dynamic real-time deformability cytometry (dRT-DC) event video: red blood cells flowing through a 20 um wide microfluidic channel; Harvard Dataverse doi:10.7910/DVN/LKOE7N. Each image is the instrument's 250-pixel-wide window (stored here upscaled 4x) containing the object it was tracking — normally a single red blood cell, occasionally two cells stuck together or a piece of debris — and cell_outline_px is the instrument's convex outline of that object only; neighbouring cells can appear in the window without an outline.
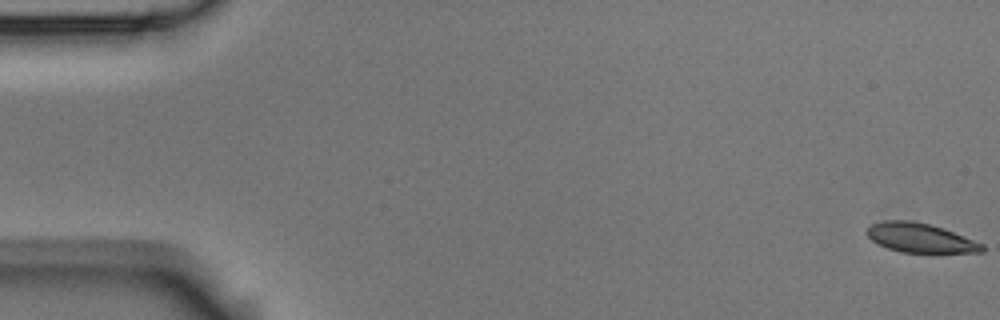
{"species": "Egyptian fruit bat (a non-hibernating species)", "species_latin": "Rousettus aegyptiacus", "temperature_condition": "room temperature", "stored_images_in_passage": 15, "camera_frame_rate_fps": 3000, "um_per_image_px": 0.085, "animal": {"sex": "male"}, "frame": {"image": 1, "passage_image": 1, "time_ms": 0.0, "image_size_px": [1000, 320], "cell_outline_px": [[984, 252], [900, 252], [888, 248], [872, 240], [864, 232], [872, 224], [884, 220], [908, 220], [928, 224], [944, 228], [984, 244]], "centroid_in_image_um": [78.22, 20.21], "position_along_channel_um": 6.8, "area_um2": 19.48}}
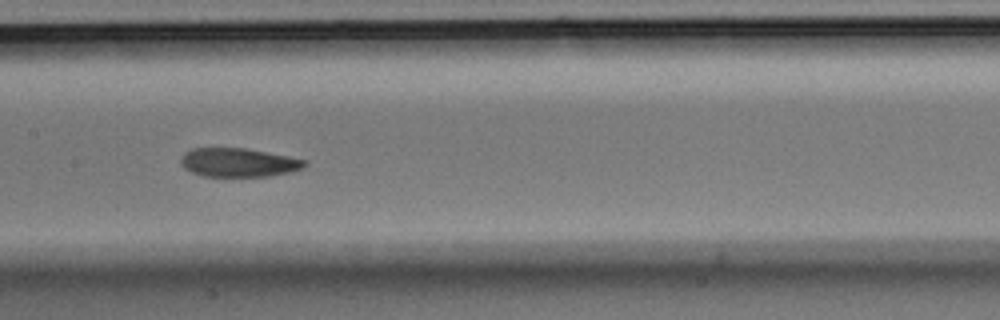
{"frame": {"image": 2, "passage_image": 8, "time_ms": 2.333, "image_size_px": [1000, 320], "cell_outline_px": [[308, 164], [304, 168], [292, 172], [268, 176], [204, 176], [192, 172], [184, 168], [180, 164], [180, 160], [184, 152], [192, 148], [244, 148], [288, 156], [308, 160]], "centroid_in_image_um": [20.29, 13.81], "position_along_channel_um": 187.1, "area_um2": 20.87}}
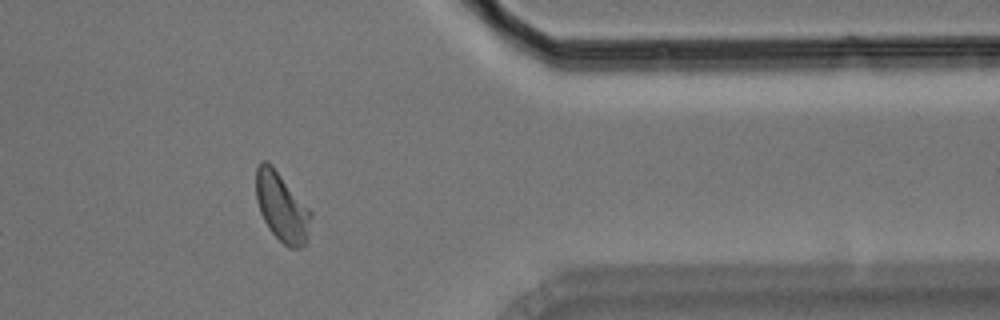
{"frame": {"image": 3, "passage_image": 13, "time_ms": 4.0, "image_size_px": [1000, 320], "cell_outline_px": [[312, 216], [308, 240], [300, 248], [288, 248], [268, 228], [260, 212], [256, 200], [256, 168], [260, 160], [264, 160], [272, 164], [312, 212]], "centroid_in_image_um": [23.96, 17.59], "position_along_channel_um": 387.4, "area_um2": 22.2}}